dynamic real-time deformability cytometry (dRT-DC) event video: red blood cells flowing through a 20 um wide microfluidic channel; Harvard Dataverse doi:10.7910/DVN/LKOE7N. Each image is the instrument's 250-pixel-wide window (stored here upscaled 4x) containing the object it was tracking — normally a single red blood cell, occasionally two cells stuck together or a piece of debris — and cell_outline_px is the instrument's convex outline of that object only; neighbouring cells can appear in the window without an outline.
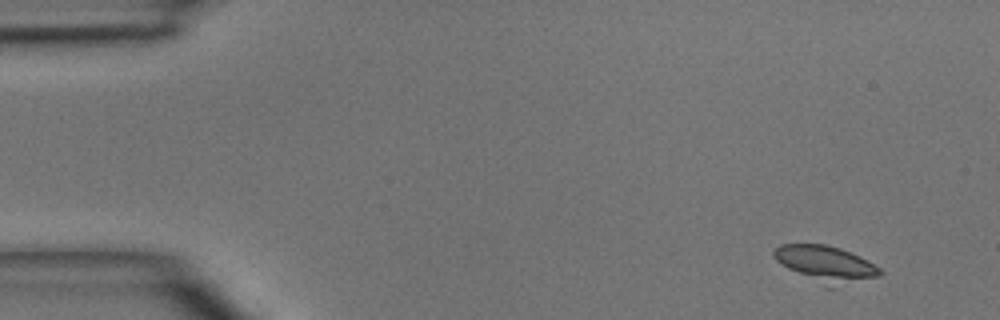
{"species": "common noctule bat (a hibernating species)", "species_latin": "Nyctalus noctula", "temperature_condition": "room temperature", "stored_images_in_passage": 4, "camera_frame_rate_fps": 3000, "um_per_image_px": 0.085, "animal": {"sex": "male", "body_mass_g": 15.6}, "frame": {"image": 1, "passage_image": 1, "time_ms": 0.0, "image_size_px": [1000, 320], "cell_outline_px": [[884, 272], [880, 276], [836, 288], [824, 288], [788, 268], [776, 260], [772, 252], [780, 244], [824, 244], [840, 248], [860, 256], [880, 268]], "centroid_in_image_um": [70.22, 22.47], "position_along_channel_um": 14.8, "area_um2": 22.72}}